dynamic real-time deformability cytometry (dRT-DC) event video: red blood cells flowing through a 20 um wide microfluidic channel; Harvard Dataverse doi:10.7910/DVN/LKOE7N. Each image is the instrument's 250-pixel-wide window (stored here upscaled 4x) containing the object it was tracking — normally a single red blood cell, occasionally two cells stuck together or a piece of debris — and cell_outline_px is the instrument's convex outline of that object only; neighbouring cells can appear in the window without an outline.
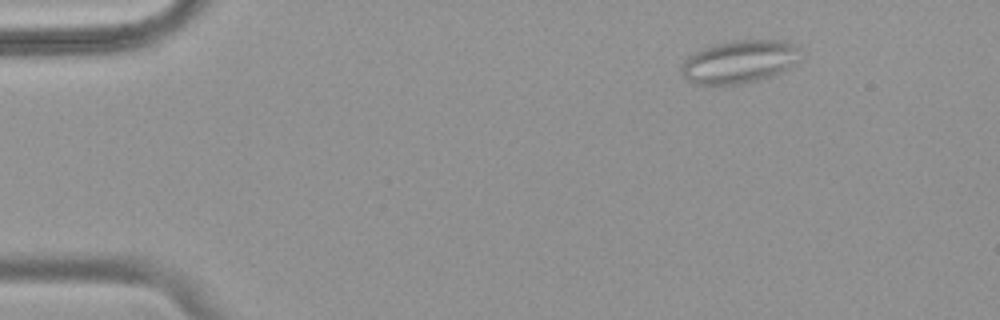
{"species": "common noctule bat (a hibernating species)", "species_latin": "Nyctalus noctula", "temperature_condition": "warm", "stored_images_in_passage": 48, "camera_frame_rate_fps": 3000, "um_per_image_px": 0.085, "animal": {"sex": "female", "body_mass_g": 18.4}, "frame": {"image": 1, "passage_image": 1, "time_ms": 0.0, "image_size_px": [1000, 320], "cell_outline_px": [[800, 48], [796, 60], [788, 68], [772, 76], [740, 84], [696, 84], [688, 80], [684, 76], [680, 68], [684, 60], [688, 56], [712, 44], [736, 40], [784, 40], [796, 44]], "centroid_in_image_um": [62.84, 5.23], "position_along_channel_um": 22.2, "area_um2": 29.54}}
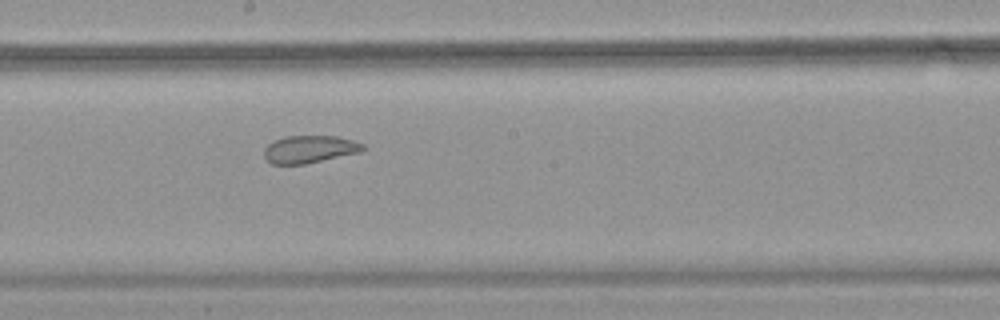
{"frame": {"image": 2, "passage_image": 24, "time_ms": 7.667, "image_size_px": [1000, 320], "cell_outline_px": [[368, 148], [360, 152], [304, 164], [272, 164], [264, 156], [264, 148], [272, 140], [284, 136], [336, 136], [352, 140], [364, 144]], "centroid_in_image_um": [26.31, 12.67], "position_along_channel_um": 221.9, "area_um2": 15.9}}
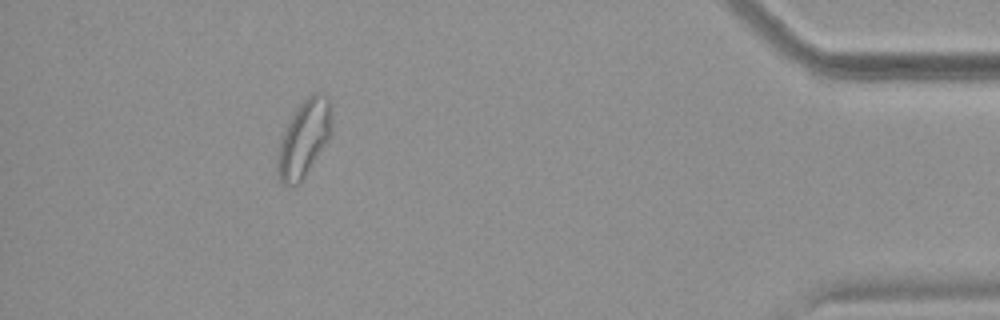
{"frame": {"image": 3, "passage_image": 43, "time_ms": 14.0, "image_size_px": [1000, 320], "cell_outline_px": [[332, 132], [300, 184], [296, 188], [284, 184], [280, 180], [276, 164], [280, 140], [292, 116], [300, 104], [308, 96], [316, 92], [324, 92], [328, 96], [332, 108]], "centroid_in_image_um": [25.86, 11.77], "position_along_channel_um": 409.3, "area_um2": 24.22}, "authors_computed_cell_mechanics": {"area_um2": 21.6172, "velocity_mm_per_s": 3.7577, "shape_relaxation_time_tau1_ms": null, "shape_relaxation_time_tau2_ms": 1.0702, "deformation_change_tau1": null, "deformation_change_tau2": 0.0729}}